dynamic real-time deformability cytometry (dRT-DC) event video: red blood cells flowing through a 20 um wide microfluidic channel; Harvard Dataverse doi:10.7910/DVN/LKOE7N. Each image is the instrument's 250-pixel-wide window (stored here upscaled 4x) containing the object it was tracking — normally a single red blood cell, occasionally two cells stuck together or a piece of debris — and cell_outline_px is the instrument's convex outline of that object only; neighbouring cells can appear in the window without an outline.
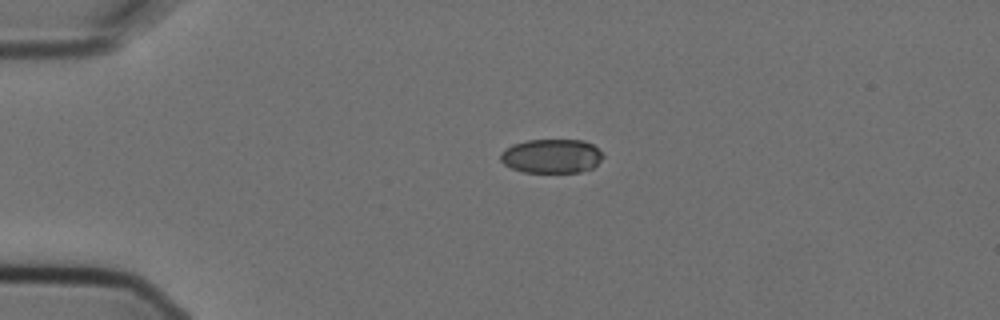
{"species": "Egyptian fruit bat (a non-hibernating species)", "species_latin": "Rousettus aegyptiacus", "temperature_condition": "cold", "stored_images_in_passage": 2, "camera_frame_rate_fps": 3000, "um_per_image_px": 0.085, "animal": {"sex": "female"}, "frame": {"image": 1, "passage_image": 1, "time_ms": 0.0, "image_size_px": [1000, 320], "cell_outline_px": [[604, 156], [592, 168], [580, 172], [524, 172], [512, 168], [504, 164], [500, 160], [500, 152], [512, 144], [528, 140], [584, 140], [592, 144]], "centroid_in_image_um": [46.85, 13.26], "position_along_channel_um": 38.1, "area_um2": 20.29}}